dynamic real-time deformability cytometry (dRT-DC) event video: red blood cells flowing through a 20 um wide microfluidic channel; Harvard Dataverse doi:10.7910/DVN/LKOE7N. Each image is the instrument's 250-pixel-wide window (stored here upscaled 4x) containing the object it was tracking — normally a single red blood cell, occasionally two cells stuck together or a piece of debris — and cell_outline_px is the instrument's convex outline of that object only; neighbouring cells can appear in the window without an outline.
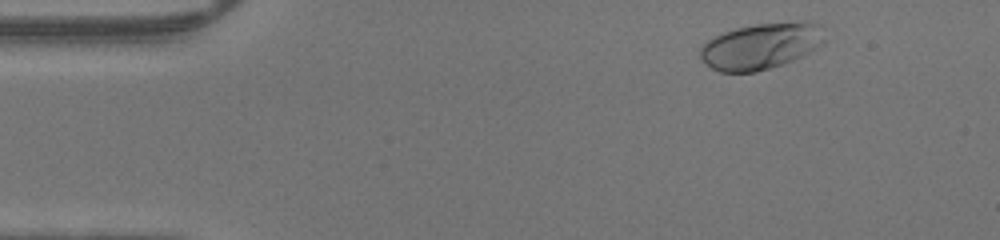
{"species": "human", "species_latin": "Homo sapiens", "temperature_condition": "warm", "stored_images_in_passage": 44, "camera_frame_rate_fps": 3000, "um_per_image_px": 0.085, "donor": {"sex": "male"}, "frame": {"image": 1, "passage_image": 2, "time_ms": 0.333, "image_size_px": [1000, 240], "cell_outline_px": [[824, 44], [792, 60], [756, 72], [720, 72], [712, 68], [700, 60], [700, 48], [708, 40], [724, 32], [736, 28], [756, 24], [808, 20], [820, 24], [824, 40]], "centroid_in_image_um": [64.68, 3.9], "position_along_channel_um": 20.3, "area_um2": 33.35}}
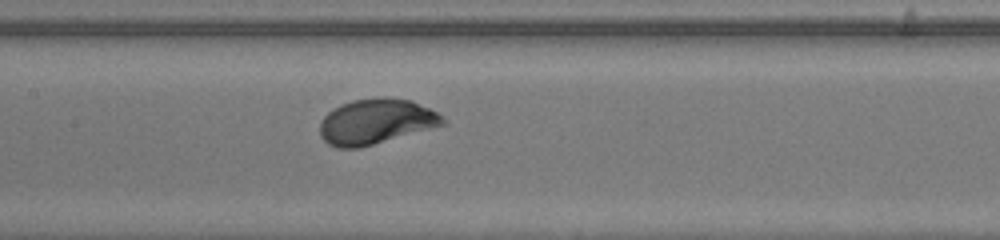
{"frame": {"image": 2, "passage_image": 19, "time_ms": 6.0, "image_size_px": [1000, 240], "cell_outline_px": [[448, 124], [360, 148], [336, 148], [328, 144], [320, 136], [320, 120], [332, 108], [340, 104], [352, 100], [380, 96], [384, 96], [412, 100], [444, 116], [448, 120]], "centroid_in_image_um": [31.97, 10.32], "position_along_channel_um": 175.4, "area_um2": 33.0}}
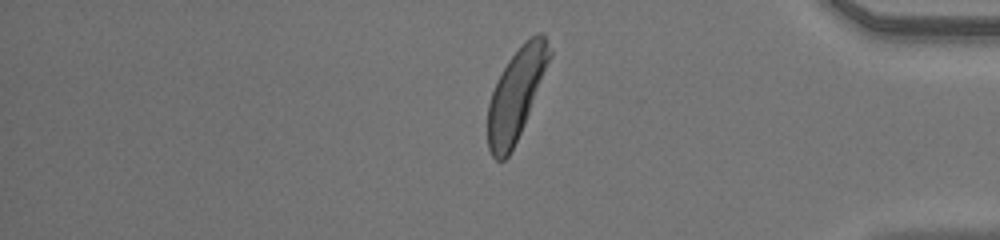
{"frame": {"image": 3, "passage_image": 36, "time_ms": 11.667, "image_size_px": [1000, 240], "cell_outline_px": [[552, 56], [520, 132], [508, 156], [504, 160], [496, 160], [492, 156], [488, 148], [488, 104], [492, 92], [508, 60], [524, 40], [536, 32], [540, 32], [544, 36], [552, 48]], "centroid_in_image_um": [43.88, 7.96], "position_along_channel_um": 391.3, "area_um2": 32.14}}